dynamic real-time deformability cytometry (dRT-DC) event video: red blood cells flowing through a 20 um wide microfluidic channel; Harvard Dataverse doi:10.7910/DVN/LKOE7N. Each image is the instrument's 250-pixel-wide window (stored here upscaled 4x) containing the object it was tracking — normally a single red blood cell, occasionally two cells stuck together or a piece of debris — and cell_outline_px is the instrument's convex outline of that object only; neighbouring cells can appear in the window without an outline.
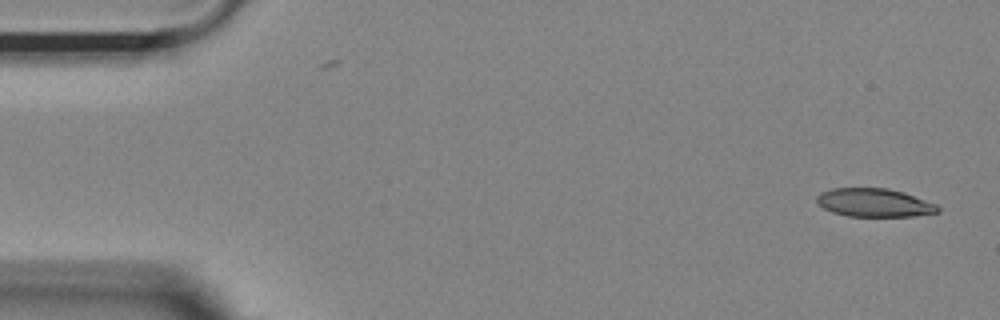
{"species": "Egyptian fruit bat (a non-hibernating species)", "species_latin": "Rousettus aegyptiacus", "temperature_condition": "room temperature", "stored_images_in_passage": 9, "camera_frame_rate_fps": 3000, "um_per_image_px": 0.085, "animal": {"sex": "female"}, "frame": {"image": 1, "passage_image": 1, "time_ms": 0.0, "image_size_px": [1000, 320], "cell_outline_px": [[940, 212], [916, 216], [848, 216], [832, 212], [824, 208], [816, 200], [816, 196], [820, 192], [832, 188], [888, 188], [904, 192], [936, 204], [940, 208]], "centroid_in_image_um": [74.32, 17.22], "position_along_channel_um": 10.7, "area_um2": 20.06}}